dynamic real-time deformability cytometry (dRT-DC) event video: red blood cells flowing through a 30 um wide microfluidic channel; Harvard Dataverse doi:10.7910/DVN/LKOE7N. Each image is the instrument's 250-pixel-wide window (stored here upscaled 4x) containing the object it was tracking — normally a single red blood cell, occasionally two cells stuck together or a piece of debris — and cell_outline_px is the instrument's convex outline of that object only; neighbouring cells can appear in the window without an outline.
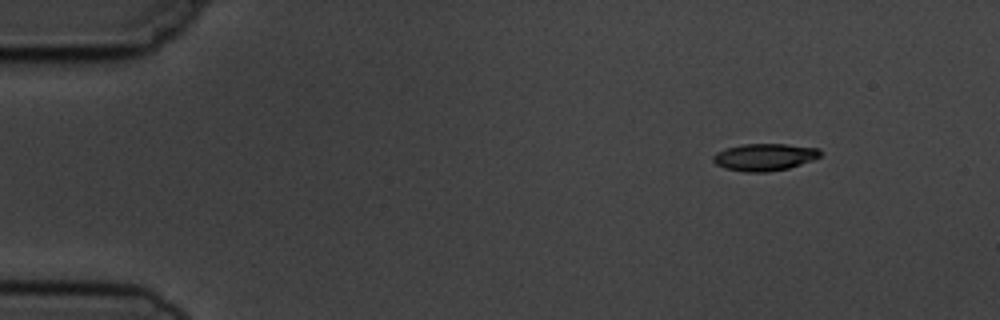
{"species": "common noctule bat (a hibernating species)", "species_latin": "Nyctalus noctula", "temperature_condition": "cold", "stored_images_in_passage": 6, "camera_frame_rate_fps": 3000, "um_per_image_px": 0.085, "animal": {"sex": "male", "body_mass_g": 19.5, "forearm_length_mm": 54.6}, "frame": {"image": 1, "passage_image": 1, "time_ms": 0.0, "image_size_px": [1000, 320], "cell_outline_px": [[824, 152], [820, 156], [812, 160], [788, 168], [768, 172], [744, 172], [724, 168], [716, 164], [712, 160], [712, 156], [716, 152], [728, 148], [744, 144], [788, 144], [820, 148]], "centroid_in_image_um": [65.0, 13.35], "position_along_channel_um": 20.0, "area_um2": 17.05}}
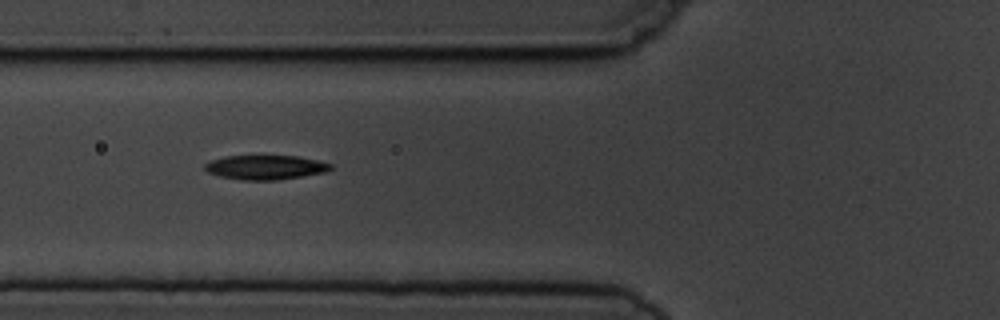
{"frame": {"image": 2, "passage_image": 5, "time_ms": 4.667, "image_size_px": [1000, 320], "cell_outline_px": [[332, 168], [324, 172], [276, 180], [244, 180], [220, 176], [208, 172], [204, 168], [204, 164], [212, 160], [224, 156], [296, 156], [316, 160], [332, 164]], "centroid_in_image_um": [22.53, 14.22], "position_along_channel_um": 103.3, "area_um2": 17.57}}
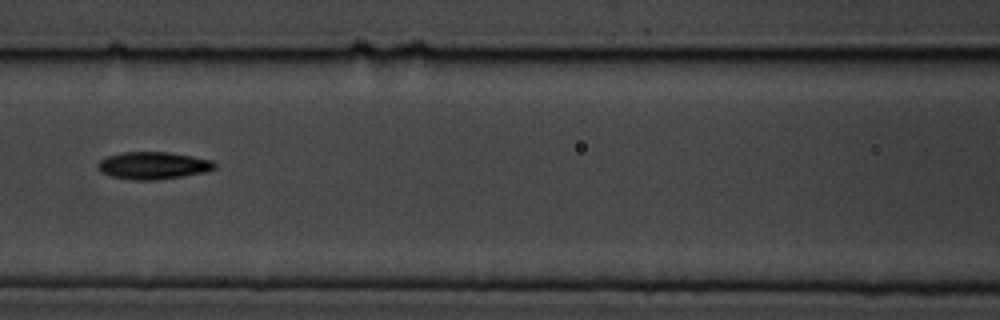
{"frame": {"image": 3, "passage_image": 6, "time_ms": 6.0, "image_size_px": [1000, 320], "cell_outline_px": [[216, 168], [204, 172], [184, 176], [156, 180], [136, 180], [112, 176], [100, 172], [96, 168], [96, 164], [100, 160], [108, 156], [124, 152], [168, 152], [192, 156], [212, 160], [216, 164]], "centroid_in_image_um": [13.01, 14.07], "position_along_channel_um": 153.6, "area_um2": 18.61}}